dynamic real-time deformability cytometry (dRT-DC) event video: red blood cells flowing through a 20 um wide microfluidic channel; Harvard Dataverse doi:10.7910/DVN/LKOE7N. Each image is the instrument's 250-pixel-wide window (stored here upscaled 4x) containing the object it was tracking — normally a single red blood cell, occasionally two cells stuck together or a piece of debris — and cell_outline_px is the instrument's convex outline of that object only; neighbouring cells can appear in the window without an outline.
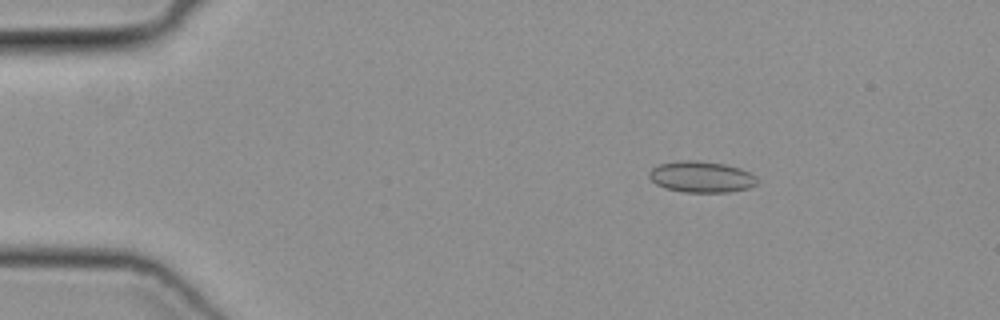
{"species": "common noctule bat (a hibernating species)", "species_latin": "Nyctalus noctula", "temperature_condition": "cold", "stored_images_in_passage": 18, "camera_frame_rate_fps": 3000, "um_per_image_px": 0.085, "animal": {"sex": "female", "body_mass_g": 19.3, "forearm_length_mm": 54.1}, "frame": {"image": 1, "passage_image": 8, "time_ms": 2.333, "image_size_px": [1000, 320], "cell_outline_px": [[756, 184], [748, 188], [728, 192], [684, 192], [664, 188], [656, 184], [648, 176], [648, 172], [652, 168], [660, 164], [676, 160], [696, 160], [724, 164], [740, 168], [756, 176]], "centroid_in_image_um": [59.57, 15.03], "position_along_channel_um": 25.4, "area_um2": 19.65}}
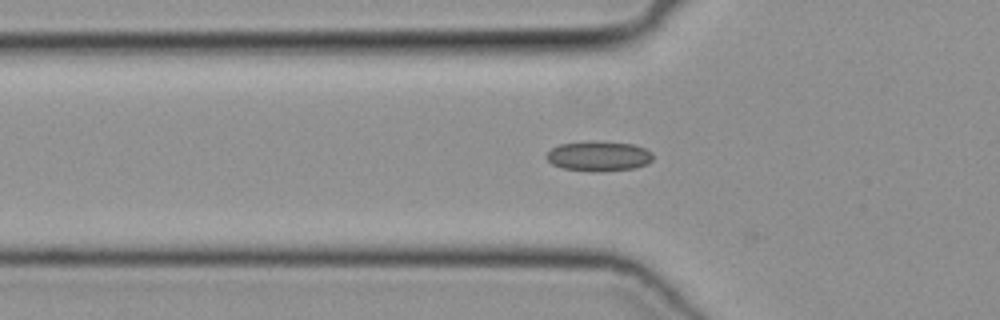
{"frame": {"image": 2, "passage_image": 17, "time_ms": 5.333, "image_size_px": [1000, 320], "cell_outline_px": [[652, 160], [648, 164], [636, 168], [564, 168], [552, 164], [544, 156], [552, 148], [560, 144], [632, 144], [644, 148], [652, 152]], "centroid_in_image_um": [50.92, 13.26], "position_along_channel_um": 74.9, "area_um2": 16.65}}